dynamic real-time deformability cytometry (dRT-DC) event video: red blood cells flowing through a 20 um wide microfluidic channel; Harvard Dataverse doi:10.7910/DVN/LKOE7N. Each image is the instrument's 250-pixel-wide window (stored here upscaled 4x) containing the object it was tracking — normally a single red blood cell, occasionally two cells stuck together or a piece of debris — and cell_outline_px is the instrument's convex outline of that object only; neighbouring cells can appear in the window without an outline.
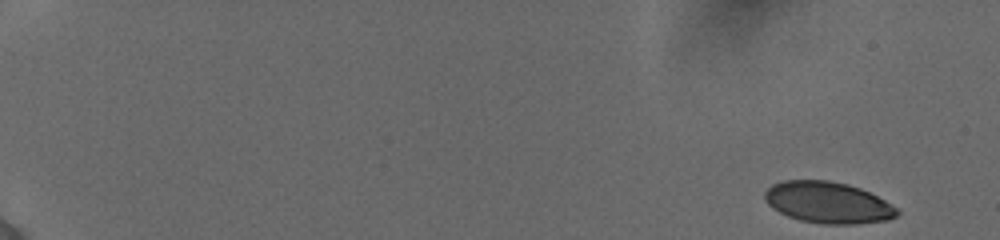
{"species": "human", "species_latin": "Homo sapiens", "temperature_condition": "cold", "stored_images_in_passage": 53, "camera_frame_rate_fps": 3000, "um_per_image_px": 0.085, "donor": {"sex": "female"}, "frame": {"image": 1, "passage_image": 1, "time_ms": 0.0, "image_size_px": [1000, 240], "cell_outline_px": [[900, 212], [896, 216], [888, 220], [856, 224], [824, 224], [800, 220], [788, 216], [772, 208], [764, 200], [764, 192], [772, 184], [784, 180], [828, 180], [848, 184], [860, 188], [884, 200], [896, 208]], "centroid_in_image_um": [70.35, 17.21], "position_along_channel_um": 14.7, "area_um2": 31.91}}
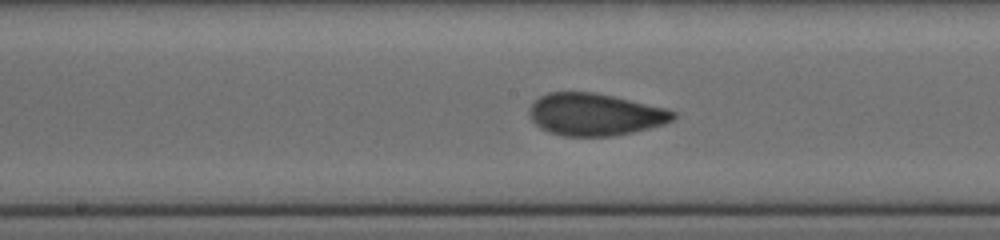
{"frame": {"image": 2, "passage_image": 30, "time_ms": 9.667, "image_size_px": [1000, 240], "cell_outline_px": [[676, 116], [672, 120], [664, 124], [632, 132], [612, 136], [564, 136], [548, 132], [540, 128], [532, 120], [528, 112], [528, 108], [540, 96], [548, 92], [596, 92], [664, 108], [676, 112]], "centroid_in_image_um": [50.54, 9.73], "position_along_channel_um": 197.7, "area_um2": 35.26}}
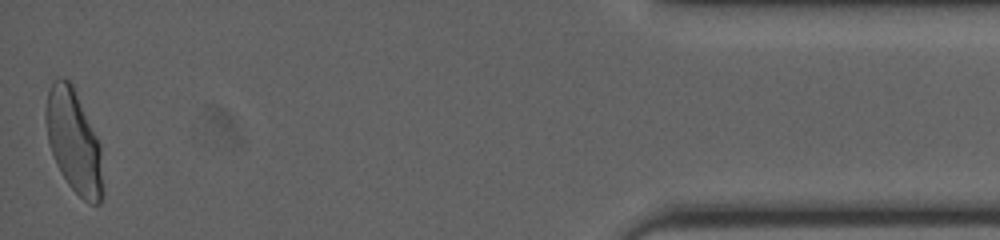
{"frame": {"image": 3, "passage_image": 53, "time_ms": 17.333, "image_size_px": [1000, 240], "cell_outline_px": [[104, 196], [100, 204], [88, 204], [68, 184], [56, 164], [48, 140], [44, 120], [44, 116], [48, 92], [56, 76], [60, 76], [68, 80], [72, 84], [100, 144]], "centroid_in_image_um": [6.28, 12.04], "position_along_channel_um": 428.9, "area_um2": 34.22}, "authors_computed_cell_mechanics": {"area_um2": 34.2176, "velocity_mm_per_s": 3.8742, "shape_relaxation_time_tau1_ms": 4.4237, "shape_relaxation_time_tau2_ms": 0.7825, "deformation_change_tau1": 0.1545, "deformation_change_tau2": 0.048}}